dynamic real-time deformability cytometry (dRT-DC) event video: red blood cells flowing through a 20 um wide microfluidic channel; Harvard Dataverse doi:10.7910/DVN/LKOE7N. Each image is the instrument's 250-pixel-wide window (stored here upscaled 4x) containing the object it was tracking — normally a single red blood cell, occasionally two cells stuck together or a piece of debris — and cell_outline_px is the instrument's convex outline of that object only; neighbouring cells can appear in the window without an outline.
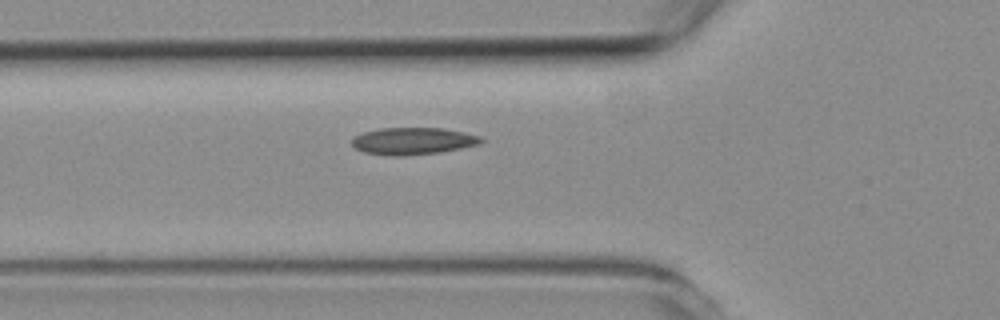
{"species": "common noctule bat (a hibernating species)", "species_latin": "Nyctalus noctula", "temperature_condition": "room temperature", "stored_images_in_passage": 5, "camera_frame_rate_fps": 3000, "um_per_image_px": 0.085, "animal": {"sex": "female", "body_mass_g": 19.3, "forearm_length_mm": 54.1}, "frame": {"image": 1, "passage_image": 5, "time_ms": 5.667, "image_size_px": [1000, 320], "cell_outline_px": [[484, 140], [480, 144], [440, 152], [400, 156], [392, 156], [364, 152], [356, 148], [352, 144], [352, 140], [356, 136], [364, 132], [380, 128], [444, 128], [464, 132], [480, 136]], "centroid_in_image_um": [35.12, 11.98], "position_along_channel_um": 90.7, "area_um2": 20.23}}